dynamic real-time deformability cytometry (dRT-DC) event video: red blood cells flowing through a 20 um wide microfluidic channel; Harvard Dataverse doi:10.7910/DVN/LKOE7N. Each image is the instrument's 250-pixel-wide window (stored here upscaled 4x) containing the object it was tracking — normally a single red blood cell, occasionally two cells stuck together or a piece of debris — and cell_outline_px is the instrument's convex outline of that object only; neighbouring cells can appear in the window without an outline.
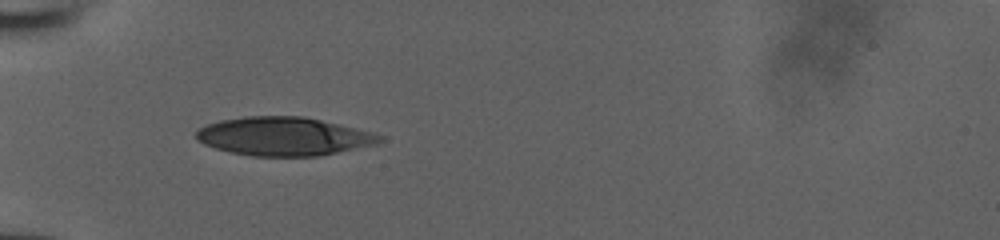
{"species": "human", "species_latin": "Homo sapiens", "temperature_condition": "room temperature", "stored_images_in_passage": 32, "camera_frame_rate_fps": 3000, "um_per_image_px": 0.085, "donor": {"sex": "male"}, "frame": {"image": 1, "passage_image": 1, "time_ms": 0.0, "image_size_px": [1000, 240], "cell_outline_px": [[384, 140], [376, 144], [316, 156], [252, 156], [232, 152], [216, 148], [204, 144], [196, 140], [196, 132], [200, 128], [208, 124], [220, 120], [244, 116], [304, 116], [372, 132], [384, 136]], "centroid_in_image_um": [24.1, 11.58], "position_along_channel_um": 60.9, "area_um2": 40.92}}
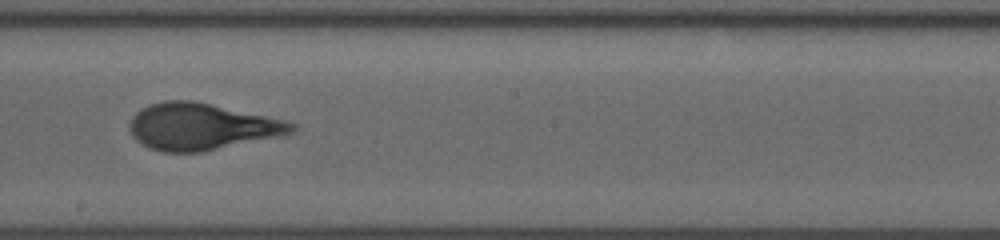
{"frame": {"image": 2, "passage_image": 14, "time_ms": 4.333, "image_size_px": [1000, 240], "cell_outline_px": [[296, 128], [292, 132], [280, 136], [200, 152], [164, 152], [148, 148], [136, 140], [132, 136], [132, 116], [140, 108], [148, 104], [164, 100], [192, 100], [284, 120], [296, 124]], "centroid_in_image_um": [17.09, 10.76], "position_along_channel_um": 231.1, "area_um2": 43.64}}
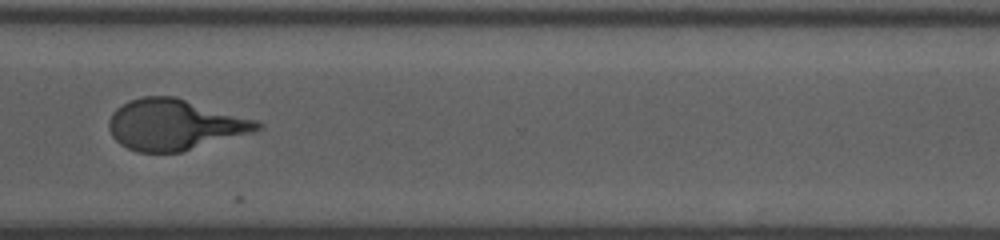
{"frame": {"image": 3, "passage_image": 23, "time_ms": 7.333, "image_size_px": [1000, 240], "cell_outline_px": [[264, 128], [252, 132], [180, 152], [136, 152], [120, 144], [112, 136], [108, 128], [108, 120], [112, 112], [116, 108], [128, 100], [144, 96], [176, 96], [256, 120], [264, 124]], "centroid_in_image_um": [14.81, 10.58], "position_along_channel_um": 355.8, "area_um2": 43.93}}